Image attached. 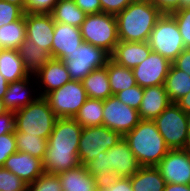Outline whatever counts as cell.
<instances>
[{"instance_id": "obj_1", "label": "cell", "mask_w": 190, "mask_h": 191, "mask_svg": "<svg viewBox=\"0 0 190 191\" xmlns=\"http://www.w3.org/2000/svg\"><path fill=\"white\" fill-rule=\"evenodd\" d=\"M82 128L74 118H57L43 159L45 173L57 175L80 165L78 147Z\"/></svg>"}, {"instance_id": "obj_2", "label": "cell", "mask_w": 190, "mask_h": 191, "mask_svg": "<svg viewBox=\"0 0 190 191\" xmlns=\"http://www.w3.org/2000/svg\"><path fill=\"white\" fill-rule=\"evenodd\" d=\"M84 166L100 185L114 177L130 178L141 167L124 138Z\"/></svg>"}, {"instance_id": "obj_3", "label": "cell", "mask_w": 190, "mask_h": 191, "mask_svg": "<svg viewBox=\"0 0 190 191\" xmlns=\"http://www.w3.org/2000/svg\"><path fill=\"white\" fill-rule=\"evenodd\" d=\"M162 14L150 0H134L116 15L119 41H148Z\"/></svg>"}, {"instance_id": "obj_4", "label": "cell", "mask_w": 190, "mask_h": 191, "mask_svg": "<svg viewBox=\"0 0 190 191\" xmlns=\"http://www.w3.org/2000/svg\"><path fill=\"white\" fill-rule=\"evenodd\" d=\"M123 138L140 166H157L170 150L153 120L141 119Z\"/></svg>"}, {"instance_id": "obj_5", "label": "cell", "mask_w": 190, "mask_h": 191, "mask_svg": "<svg viewBox=\"0 0 190 191\" xmlns=\"http://www.w3.org/2000/svg\"><path fill=\"white\" fill-rule=\"evenodd\" d=\"M56 120L47 100L39 96L26 107L15 111V131L48 140Z\"/></svg>"}, {"instance_id": "obj_6", "label": "cell", "mask_w": 190, "mask_h": 191, "mask_svg": "<svg viewBox=\"0 0 190 191\" xmlns=\"http://www.w3.org/2000/svg\"><path fill=\"white\" fill-rule=\"evenodd\" d=\"M80 31L83 42L103 48L109 54L119 42L116 16L108 13L86 15Z\"/></svg>"}, {"instance_id": "obj_7", "label": "cell", "mask_w": 190, "mask_h": 191, "mask_svg": "<svg viewBox=\"0 0 190 191\" xmlns=\"http://www.w3.org/2000/svg\"><path fill=\"white\" fill-rule=\"evenodd\" d=\"M148 43L153 52L171 63L186 49L177 22L170 14H162L157 20Z\"/></svg>"}, {"instance_id": "obj_8", "label": "cell", "mask_w": 190, "mask_h": 191, "mask_svg": "<svg viewBox=\"0 0 190 191\" xmlns=\"http://www.w3.org/2000/svg\"><path fill=\"white\" fill-rule=\"evenodd\" d=\"M153 121L170 149L190 148L187 113L176 103H170Z\"/></svg>"}, {"instance_id": "obj_9", "label": "cell", "mask_w": 190, "mask_h": 191, "mask_svg": "<svg viewBox=\"0 0 190 191\" xmlns=\"http://www.w3.org/2000/svg\"><path fill=\"white\" fill-rule=\"evenodd\" d=\"M122 138L121 134L104 125L82 128L78 147L80 165L93 160L100 152H106Z\"/></svg>"}, {"instance_id": "obj_10", "label": "cell", "mask_w": 190, "mask_h": 191, "mask_svg": "<svg viewBox=\"0 0 190 191\" xmlns=\"http://www.w3.org/2000/svg\"><path fill=\"white\" fill-rule=\"evenodd\" d=\"M110 54L103 48L83 42L68 59H62L71 80L82 81L93 70L105 67Z\"/></svg>"}, {"instance_id": "obj_11", "label": "cell", "mask_w": 190, "mask_h": 191, "mask_svg": "<svg viewBox=\"0 0 190 191\" xmlns=\"http://www.w3.org/2000/svg\"><path fill=\"white\" fill-rule=\"evenodd\" d=\"M44 98L57 118H74L88 97L82 82L71 80Z\"/></svg>"}, {"instance_id": "obj_12", "label": "cell", "mask_w": 190, "mask_h": 191, "mask_svg": "<svg viewBox=\"0 0 190 191\" xmlns=\"http://www.w3.org/2000/svg\"><path fill=\"white\" fill-rule=\"evenodd\" d=\"M138 110L122 103L111 95L103 101V125L124 136L140 121Z\"/></svg>"}, {"instance_id": "obj_13", "label": "cell", "mask_w": 190, "mask_h": 191, "mask_svg": "<svg viewBox=\"0 0 190 191\" xmlns=\"http://www.w3.org/2000/svg\"><path fill=\"white\" fill-rule=\"evenodd\" d=\"M156 167L166 183L190 184V148L170 149Z\"/></svg>"}, {"instance_id": "obj_14", "label": "cell", "mask_w": 190, "mask_h": 191, "mask_svg": "<svg viewBox=\"0 0 190 191\" xmlns=\"http://www.w3.org/2000/svg\"><path fill=\"white\" fill-rule=\"evenodd\" d=\"M172 63L158 53L150 55L132 69L136 84L142 88L163 85Z\"/></svg>"}, {"instance_id": "obj_15", "label": "cell", "mask_w": 190, "mask_h": 191, "mask_svg": "<svg viewBox=\"0 0 190 191\" xmlns=\"http://www.w3.org/2000/svg\"><path fill=\"white\" fill-rule=\"evenodd\" d=\"M26 39L45 49L52 58L55 21L51 14L25 13Z\"/></svg>"}, {"instance_id": "obj_16", "label": "cell", "mask_w": 190, "mask_h": 191, "mask_svg": "<svg viewBox=\"0 0 190 191\" xmlns=\"http://www.w3.org/2000/svg\"><path fill=\"white\" fill-rule=\"evenodd\" d=\"M33 76L34 79L37 80L36 87H38L39 95L42 97L71 81L64 61L55 58H51L47 64Z\"/></svg>"}, {"instance_id": "obj_17", "label": "cell", "mask_w": 190, "mask_h": 191, "mask_svg": "<svg viewBox=\"0 0 190 191\" xmlns=\"http://www.w3.org/2000/svg\"><path fill=\"white\" fill-rule=\"evenodd\" d=\"M83 43L80 28L55 22L52 42V58L68 59Z\"/></svg>"}, {"instance_id": "obj_18", "label": "cell", "mask_w": 190, "mask_h": 191, "mask_svg": "<svg viewBox=\"0 0 190 191\" xmlns=\"http://www.w3.org/2000/svg\"><path fill=\"white\" fill-rule=\"evenodd\" d=\"M35 84L36 80L32 74L22 80L9 83L3 98L6 109L15 112L35 101L40 96L37 88L32 89L35 88L33 87L36 86Z\"/></svg>"}, {"instance_id": "obj_19", "label": "cell", "mask_w": 190, "mask_h": 191, "mask_svg": "<svg viewBox=\"0 0 190 191\" xmlns=\"http://www.w3.org/2000/svg\"><path fill=\"white\" fill-rule=\"evenodd\" d=\"M2 167L17 175L28 186L44 173L41 159L19 151L10 155Z\"/></svg>"}, {"instance_id": "obj_20", "label": "cell", "mask_w": 190, "mask_h": 191, "mask_svg": "<svg viewBox=\"0 0 190 191\" xmlns=\"http://www.w3.org/2000/svg\"><path fill=\"white\" fill-rule=\"evenodd\" d=\"M151 52L152 49L149 46L148 41H119L113 52L110 54V59L118 65L133 69L144 61Z\"/></svg>"}, {"instance_id": "obj_21", "label": "cell", "mask_w": 190, "mask_h": 191, "mask_svg": "<svg viewBox=\"0 0 190 191\" xmlns=\"http://www.w3.org/2000/svg\"><path fill=\"white\" fill-rule=\"evenodd\" d=\"M171 103L165 86L143 88V99L138 109L139 117L143 120H154Z\"/></svg>"}, {"instance_id": "obj_22", "label": "cell", "mask_w": 190, "mask_h": 191, "mask_svg": "<svg viewBox=\"0 0 190 191\" xmlns=\"http://www.w3.org/2000/svg\"><path fill=\"white\" fill-rule=\"evenodd\" d=\"M57 175L62 191H100V184L84 165Z\"/></svg>"}, {"instance_id": "obj_23", "label": "cell", "mask_w": 190, "mask_h": 191, "mask_svg": "<svg viewBox=\"0 0 190 191\" xmlns=\"http://www.w3.org/2000/svg\"><path fill=\"white\" fill-rule=\"evenodd\" d=\"M130 182L133 191H164L166 185L156 166H141Z\"/></svg>"}, {"instance_id": "obj_24", "label": "cell", "mask_w": 190, "mask_h": 191, "mask_svg": "<svg viewBox=\"0 0 190 191\" xmlns=\"http://www.w3.org/2000/svg\"><path fill=\"white\" fill-rule=\"evenodd\" d=\"M0 74L9 82H15L28 77L18 50L0 49Z\"/></svg>"}, {"instance_id": "obj_25", "label": "cell", "mask_w": 190, "mask_h": 191, "mask_svg": "<svg viewBox=\"0 0 190 191\" xmlns=\"http://www.w3.org/2000/svg\"><path fill=\"white\" fill-rule=\"evenodd\" d=\"M20 58L29 74L34 75L51 59L50 54L38 44L26 39L18 49Z\"/></svg>"}, {"instance_id": "obj_26", "label": "cell", "mask_w": 190, "mask_h": 191, "mask_svg": "<svg viewBox=\"0 0 190 191\" xmlns=\"http://www.w3.org/2000/svg\"><path fill=\"white\" fill-rule=\"evenodd\" d=\"M81 82L88 98L104 101L112 95L107 74V64L105 67L93 70Z\"/></svg>"}, {"instance_id": "obj_27", "label": "cell", "mask_w": 190, "mask_h": 191, "mask_svg": "<svg viewBox=\"0 0 190 191\" xmlns=\"http://www.w3.org/2000/svg\"><path fill=\"white\" fill-rule=\"evenodd\" d=\"M164 86L171 103H176L190 92V75L172 64Z\"/></svg>"}, {"instance_id": "obj_28", "label": "cell", "mask_w": 190, "mask_h": 191, "mask_svg": "<svg viewBox=\"0 0 190 191\" xmlns=\"http://www.w3.org/2000/svg\"><path fill=\"white\" fill-rule=\"evenodd\" d=\"M25 40V13L19 20L0 27V49L18 50Z\"/></svg>"}, {"instance_id": "obj_29", "label": "cell", "mask_w": 190, "mask_h": 191, "mask_svg": "<svg viewBox=\"0 0 190 191\" xmlns=\"http://www.w3.org/2000/svg\"><path fill=\"white\" fill-rule=\"evenodd\" d=\"M53 20L80 28L86 14L74 3V0H58L51 12Z\"/></svg>"}, {"instance_id": "obj_30", "label": "cell", "mask_w": 190, "mask_h": 191, "mask_svg": "<svg viewBox=\"0 0 190 191\" xmlns=\"http://www.w3.org/2000/svg\"><path fill=\"white\" fill-rule=\"evenodd\" d=\"M107 74L112 95L137 85L132 69L118 65L111 59L107 61Z\"/></svg>"}, {"instance_id": "obj_31", "label": "cell", "mask_w": 190, "mask_h": 191, "mask_svg": "<svg viewBox=\"0 0 190 191\" xmlns=\"http://www.w3.org/2000/svg\"><path fill=\"white\" fill-rule=\"evenodd\" d=\"M74 119L83 128L103 125V100L87 98Z\"/></svg>"}, {"instance_id": "obj_32", "label": "cell", "mask_w": 190, "mask_h": 191, "mask_svg": "<svg viewBox=\"0 0 190 191\" xmlns=\"http://www.w3.org/2000/svg\"><path fill=\"white\" fill-rule=\"evenodd\" d=\"M14 135L17 151L27 153L43 161L48 145L47 139L17 131L14 132Z\"/></svg>"}, {"instance_id": "obj_33", "label": "cell", "mask_w": 190, "mask_h": 191, "mask_svg": "<svg viewBox=\"0 0 190 191\" xmlns=\"http://www.w3.org/2000/svg\"><path fill=\"white\" fill-rule=\"evenodd\" d=\"M170 15L177 22L185 48H190V8L178 9Z\"/></svg>"}, {"instance_id": "obj_34", "label": "cell", "mask_w": 190, "mask_h": 191, "mask_svg": "<svg viewBox=\"0 0 190 191\" xmlns=\"http://www.w3.org/2000/svg\"><path fill=\"white\" fill-rule=\"evenodd\" d=\"M29 191H62L58 175L43 173L28 186Z\"/></svg>"}, {"instance_id": "obj_35", "label": "cell", "mask_w": 190, "mask_h": 191, "mask_svg": "<svg viewBox=\"0 0 190 191\" xmlns=\"http://www.w3.org/2000/svg\"><path fill=\"white\" fill-rule=\"evenodd\" d=\"M28 185L11 171L0 167V191H22Z\"/></svg>"}, {"instance_id": "obj_36", "label": "cell", "mask_w": 190, "mask_h": 191, "mask_svg": "<svg viewBox=\"0 0 190 191\" xmlns=\"http://www.w3.org/2000/svg\"><path fill=\"white\" fill-rule=\"evenodd\" d=\"M115 96H117L122 103L138 110L143 99V88L139 85H135L128 89L119 91Z\"/></svg>"}, {"instance_id": "obj_37", "label": "cell", "mask_w": 190, "mask_h": 191, "mask_svg": "<svg viewBox=\"0 0 190 191\" xmlns=\"http://www.w3.org/2000/svg\"><path fill=\"white\" fill-rule=\"evenodd\" d=\"M24 11L17 5L0 0V27L19 20Z\"/></svg>"}, {"instance_id": "obj_38", "label": "cell", "mask_w": 190, "mask_h": 191, "mask_svg": "<svg viewBox=\"0 0 190 191\" xmlns=\"http://www.w3.org/2000/svg\"><path fill=\"white\" fill-rule=\"evenodd\" d=\"M15 152H17V148L14 132L0 135V167H2L5 160Z\"/></svg>"}, {"instance_id": "obj_39", "label": "cell", "mask_w": 190, "mask_h": 191, "mask_svg": "<svg viewBox=\"0 0 190 191\" xmlns=\"http://www.w3.org/2000/svg\"><path fill=\"white\" fill-rule=\"evenodd\" d=\"M58 0H26L25 13L51 14Z\"/></svg>"}, {"instance_id": "obj_40", "label": "cell", "mask_w": 190, "mask_h": 191, "mask_svg": "<svg viewBox=\"0 0 190 191\" xmlns=\"http://www.w3.org/2000/svg\"><path fill=\"white\" fill-rule=\"evenodd\" d=\"M100 191H133L130 178L114 177L100 185Z\"/></svg>"}, {"instance_id": "obj_41", "label": "cell", "mask_w": 190, "mask_h": 191, "mask_svg": "<svg viewBox=\"0 0 190 191\" xmlns=\"http://www.w3.org/2000/svg\"><path fill=\"white\" fill-rule=\"evenodd\" d=\"M134 0H100L101 12L117 15Z\"/></svg>"}, {"instance_id": "obj_42", "label": "cell", "mask_w": 190, "mask_h": 191, "mask_svg": "<svg viewBox=\"0 0 190 191\" xmlns=\"http://www.w3.org/2000/svg\"><path fill=\"white\" fill-rule=\"evenodd\" d=\"M15 132V112L7 111L0 115V135Z\"/></svg>"}, {"instance_id": "obj_43", "label": "cell", "mask_w": 190, "mask_h": 191, "mask_svg": "<svg viewBox=\"0 0 190 191\" xmlns=\"http://www.w3.org/2000/svg\"><path fill=\"white\" fill-rule=\"evenodd\" d=\"M74 3L86 14L101 12L100 0H74Z\"/></svg>"}, {"instance_id": "obj_44", "label": "cell", "mask_w": 190, "mask_h": 191, "mask_svg": "<svg viewBox=\"0 0 190 191\" xmlns=\"http://www.w3.org/2000/svg\"><path fill=\"white\" fill-rule=\"evenodd\" d=\"M163 14L180 9V0H150Z\"/></svg>"}, {"instance_id": "obj_45", "label": "cell", "mask_w": 190, "mask_h": 191, "mask_svg": "<svg viewBox=\"0 0 190 191\" xmlns=\"http://www.w3.org/2000/svg\"><path fill=\"white\" fill-rule=\"evenodd\" d=\"M172 64L190 75V48L184 49L177 58L172 62Z\"/></svg>"}, {"instance_id": "obj_46", "label": "cell", "mask_w": 190, "mask_h": 191, "mask_svg": "<svg viewBox=\"0 0 190 191\" xmlns=\"http://www.w3.org/2000/svg\"><path fill=\"white\" fill-rule=\"evenodd\" d=\"M176 104L187 114L190 113V92L179 99Z\"/></svg>"}, {"instance_id": "obj_47", "label": "cell", "mask_w": 190, "mask_h": 191, "mask_svg": "<svg viewBox=\"0 0 190 191\" xmlns=\"http://www.w3.org/2000/svg\"><path fill=\"white\" fill-rule=\"evenodd\" d=\"M164 191H190V184L166 183Z\"/></svg>"}, {"instance_id": "obj_48", "label": "cell", "mask_w": 190, "mask_h": 191, "mask_svg": "<svg viewBox=\"0 0 190 191\" xmlns=\"http://www.w3.org/2000/svg\"><path fill=\"white\" fill-rule=\"evenodd\" d=\"M9 82L4 78L2 74H0V99L3 100L4 95L7 91Z\"/></svg>"}, {"instance_id": "obj_49", "label": "cell", "mask_w": 190, "mask_h": 191, "mask_svg": "<svg viewBox=\"0 0 190 191\" xmlns=\"http://www.w3.org/2000/svg\"><path fill=\"white\" fill-rule=\"evenodd\" d=\"M4 1L19 6L25 13V1L26 0H4Z\"/></svg>"}, {"instance_id": "obj_50", "label": "cell", "mask_w": 190, "mask_h": 191, "mask_svg": "<svg viewBox=\"0 0 190 191\" xmlns=\"http://www.w3.org/2000/svg\"><path fill=\"white\" fill-rule=\"evenodd\" d=\"M190 8V0H180V9Z\"/></svg>"}, {"instance_id": "obj_51", "label": "cell", "mask_w": 190, "mask_h": 191, "mask_svg": "<svg viewBox=\"0 0 190 191\" xmlns=\"http://www.w3.org/2000/svg\"><path fill=\"white\" fill-rule=\"evenodd\" d=\"M8 110L6 109L3 100L0 99V115L4 114Z\"/></svg>"}, {"instance_id": "obj_52", "label": "cell", "mask_w": 190, "mask_h": 191, "mask_svg": "<svg viewBox=\"0 0 190 191\" xmlns=\"http://www.w3.org/2000/svg\"><path fill=\"white\" fill-rule=\"evenodd\" d=\"M187 130H188L189 143H190V113L187 114Z\"/></svg>"}]
</instances>
